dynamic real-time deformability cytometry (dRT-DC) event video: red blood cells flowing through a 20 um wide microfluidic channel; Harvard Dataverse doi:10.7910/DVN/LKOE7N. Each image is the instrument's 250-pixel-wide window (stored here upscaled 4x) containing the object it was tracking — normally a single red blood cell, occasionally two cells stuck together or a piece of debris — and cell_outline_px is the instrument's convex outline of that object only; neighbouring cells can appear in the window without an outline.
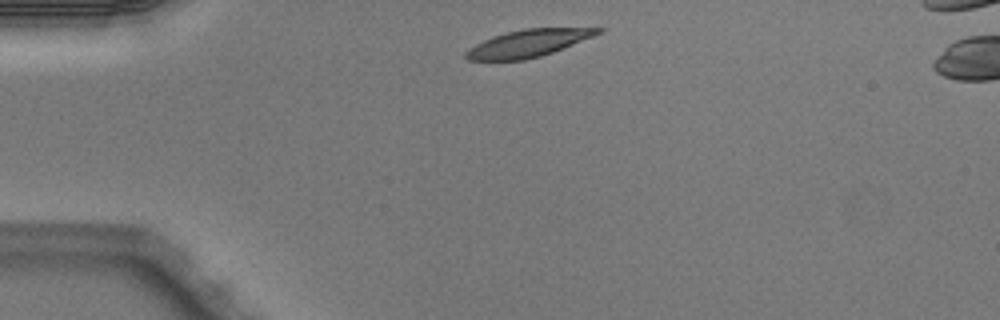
{"species": "Egyptian fruit bat (a non-hibernating species)", "species_latin": "Rousettus aegyptiacus", "temperature_condition": "warm", "stored_images_in_passage": 2, "camera_frame_rate_fps": 3000, "um_per_image_px": 0.085, "animal": {"sex": "male"}, "frame": {"image": 1, "passage_image": 1, "time_ms": 0.0, "image_size_px": [1000, 320], "cell_outline_px": [[608, 28], [604, 32], [552, 52], [540, 56], [524, 60], [468, 60], [464, 56], [464, 52], [476, 44], [484, 40], [508, 32], [524, 28]], "centroid_in_image_um": [44.93, 3.67], "position_along_channel_um": 40.1, "area_um2": 20.69}}